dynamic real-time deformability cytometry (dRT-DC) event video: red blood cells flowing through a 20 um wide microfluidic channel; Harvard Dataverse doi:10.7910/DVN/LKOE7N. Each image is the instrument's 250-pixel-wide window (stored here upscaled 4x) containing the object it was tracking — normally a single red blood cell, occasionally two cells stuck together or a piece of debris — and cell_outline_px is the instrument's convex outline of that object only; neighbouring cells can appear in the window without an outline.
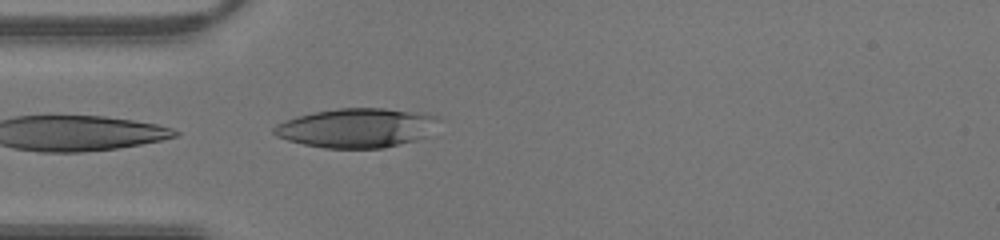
{"species": "human", "species_latin": "Homo sapiens", "temperature_condition": "warm", "stored_images_in_passage": 18, "camera_frame_rate_fps": 3000, "um_per_image_px": 0.085, "donor": {"sex": "male"}, "frame": {"image": 1, "passage_image": 1, "time_ms": 0.0, "image_size_px": [1000, 240], "cell_outline_px": [[444, 120], [428, 136], [384, 148], [324, 148], [304, 144], [288, 140], [276, 136], [272, 132], [272, 128], [276, 124], [284, 120], [296, 116], [312, 112], [336, 108], [384, 108], [424, 112], [440, 116]], "centroid_in_image_um": [30.39, 10.85], "position_along_channel_um": 54.6, "area_um2": 38.44}}
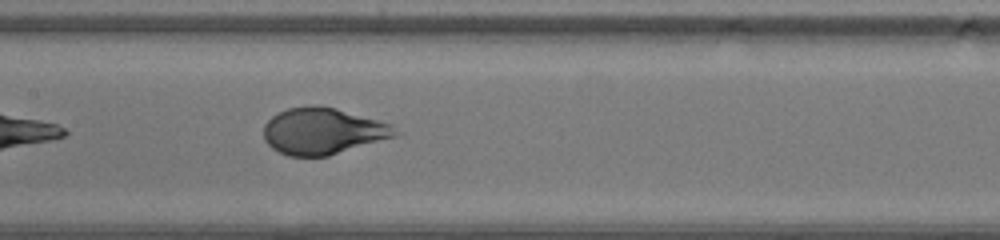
{"frame": {"image": 2, "passage_image": 9, "time_ms": 2.667, "image_size_px": [1000, 240], "cell_outline_px": [[404, 132], [396, 136], [328, 156], [288, 156], [272, 148], [264, 140], [264, 124], [276, 112], [288, 108], [308, 104], [320, 104], [336, 108], [392, 124]], "centroid_in_image_um": [27.46, 11.12], "position_along_channel_um": 179.9, "area_um2": 36.07}}
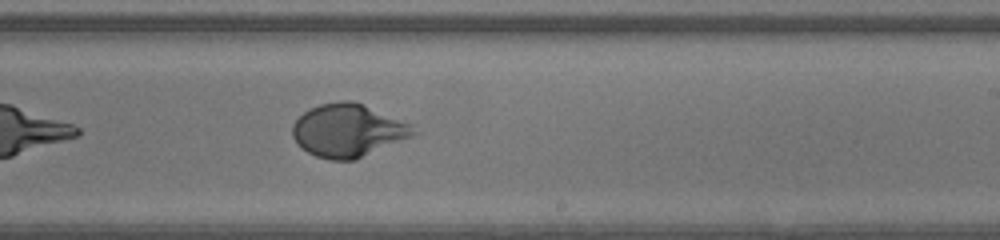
{"frame": {"image": 3, "passage_image": 14, "time_ms": 4.333, "image_size_px": [1000, 240], "cell_outline_px": [[424, 132], [356, 160], [328, 160], [316, 156], [308, 152], [292, 136], [292, 124], [308, 108], [320, 104], [340, 100], [352, 100], [364, 104], [412, 124]], "centroid_in_image_um": [29.66, 11.08], "position_along_channel_um": 259.3, "area_um2": 37.86}}